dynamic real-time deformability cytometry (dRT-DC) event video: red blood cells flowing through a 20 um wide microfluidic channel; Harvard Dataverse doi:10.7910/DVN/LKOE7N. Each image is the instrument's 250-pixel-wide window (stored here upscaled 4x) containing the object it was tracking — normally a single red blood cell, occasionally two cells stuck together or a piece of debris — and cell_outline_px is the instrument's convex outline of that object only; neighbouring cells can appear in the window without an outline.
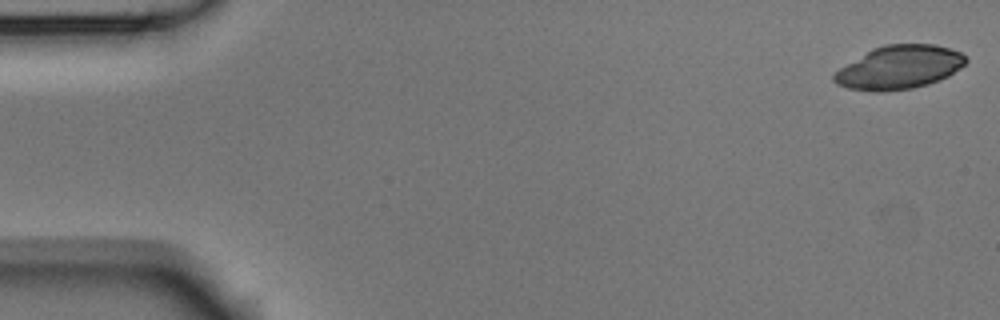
{"species": "Egyptian fruit bat (a non-hibernating species)", "species_latin": "Rousettus aegyptiacus", "temperature_condition": "room temperature", "stored_images_in_passage": 6, "segment_of_instrument_passage": [1, 2], "camera_frame_rate_fps": 3000, "um_per_image_px": 0.085, "animal": {"sex": "male"}, "frame": {"image": 1, "passage_image": 1, "time_ms": 0.0, "image_size_px": [1000, 320], "cell_outline_px": [[968, 60], [960, 68], [948, 76], [940, 80], [928, 84], [912, 88], [884, 92], [868, 92], [848, 88], [836, 84], [832, 80], [832, 76], [840, 68], [872, 48], [884, 44], [936, 44], [952, 48], [960, 52]], "centroid_in_image_um": [76.43, 5.73], "position_along_channel_um": 8.6, "area_um2": 33.64}}